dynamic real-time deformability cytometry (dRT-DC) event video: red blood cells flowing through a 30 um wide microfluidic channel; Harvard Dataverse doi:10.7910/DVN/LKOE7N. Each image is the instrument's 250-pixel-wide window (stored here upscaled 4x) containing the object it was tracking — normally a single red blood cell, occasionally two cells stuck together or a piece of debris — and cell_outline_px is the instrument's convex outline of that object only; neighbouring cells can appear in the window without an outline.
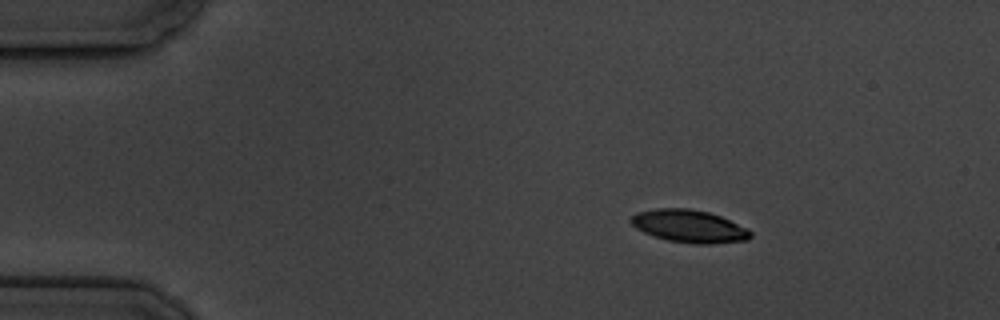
{"species": "common noctule bat (a hibernating species)", "species_latin": "Nyctalus noctula", "temperature_condition": "cold", "stored_images_in_passage": 9, "camera_frame_rate_fps": 3000, "um_per_image_px": 0.085, "animal": {"sex": "male", "body_mass_g": 19.5, "forearm_length_mm": 54.6}, "frame": {"image": 1, "passage_image": 1, "time_ms": 0.0, "image_size_px": [1000, 320], "cell_outline_px": [[752, 236], [748, 240], [712, 244], [692, 244], [668, 240], [644, 232], [636, 228], [628, 220], [636, 212], [656, 208], [688, 208], [708, 212], [720, 216], [748, 228], [752, 232]], "centroid_in_image_um": [58.59, 19.23], "position_along_channel_um": 26.4, "area_um2": 22.83}}
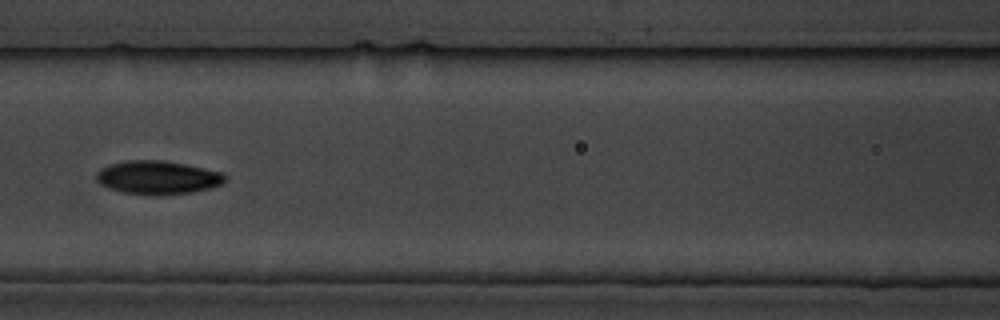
{"frame": {"image": 2, "passage_image": 6, "time_ms": 5.667, "image_size_px": [1000, 320], "cell_outline_px": [[224, 180], [220, 184], [212, 188], [188, 192], [148, 196], [124, 192], [108, 188], [100, 184], [96, 180], [96, 172], [100, 168], [112, 164], [128, 160], [160, 160], [184, 164], [224, 172]], "centroid_in_image_um": [13.36, 15.09], "position_along_channel_um": 153.2, "area_um2": 24.97}}
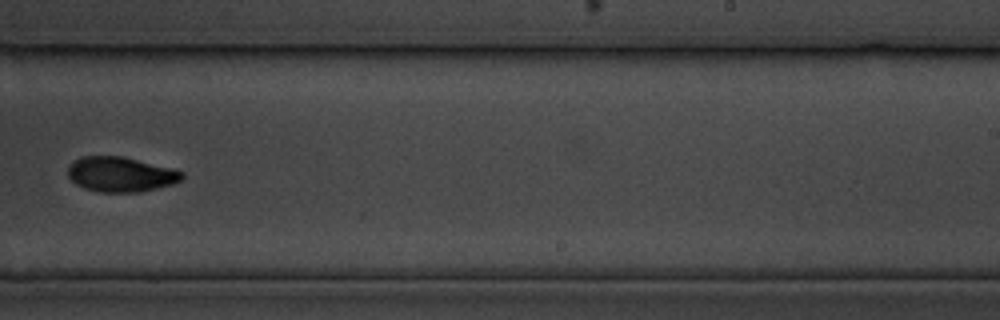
{"frame": {"image": 3, "passage_image": 9, "time_ms": 9.333, "image_size_px": [1000, 320], "cell_outline_px": [[184, 176], [180, 180], [172, 184], [140, 192], [100, 192], [84, 188], [76, 184], [68, 176], [68, 168], [72, 160], [80, 156], [124, 156], [176, 168], [184, 172]], "centroid_in_image_um": [10.28, 14.8], "position_along_channel_um": 278.7, "area_um2": 23.58}}